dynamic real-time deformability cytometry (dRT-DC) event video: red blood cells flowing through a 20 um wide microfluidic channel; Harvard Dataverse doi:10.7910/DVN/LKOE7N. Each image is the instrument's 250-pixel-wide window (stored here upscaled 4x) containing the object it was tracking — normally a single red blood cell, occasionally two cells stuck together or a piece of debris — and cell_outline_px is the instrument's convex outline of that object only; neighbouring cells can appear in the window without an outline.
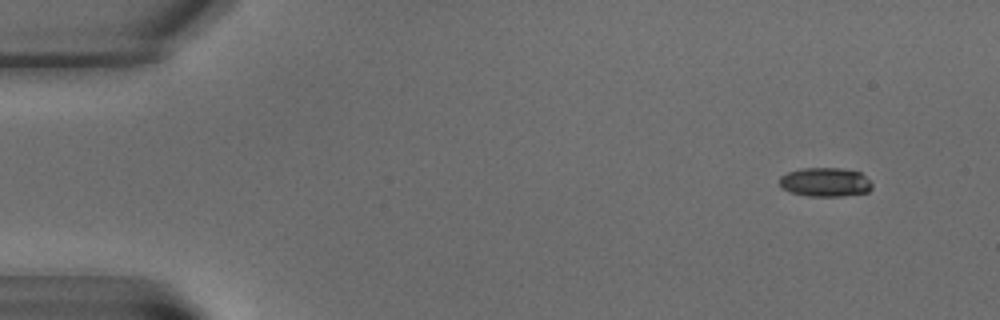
{"species": "common noctule bat (a hibernating species)", "species_latin": "Nyctalus noctula", "temperature_condition": "warm", "stored_images_in_passage": 6, "camera_frame_rate_fps": 3000, "um_per_image_px": 0.085, "animal": {"sex": "male", "body_mass_g": 15.6}, "frame": {"image": 1, "passage_image": 2, "time_ms": 1.333, "image_size_px": [1000, 320], "cell_outline_px": [[872, 188], [868, 192], [840, 196], [808, 196], [792, 192], [784, 188], [780, 184], [780, 176], [788, 172], [804, 168], [840, 168], [860, 172], [872, 184]], "centroid_in_image_um": [70.16, 15.48], "position_along_channel_um": 14.8, "area_um2": 15.43}}